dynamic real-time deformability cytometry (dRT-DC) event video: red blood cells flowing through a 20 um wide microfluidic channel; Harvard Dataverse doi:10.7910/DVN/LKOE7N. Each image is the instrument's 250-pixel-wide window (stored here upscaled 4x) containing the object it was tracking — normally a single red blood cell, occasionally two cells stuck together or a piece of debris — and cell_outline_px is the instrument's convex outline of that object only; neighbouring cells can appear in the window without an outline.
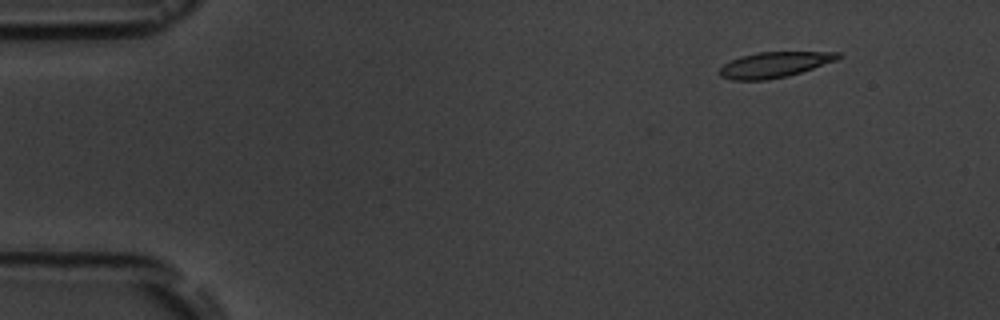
{"species": "common noctule bat (a hibernating species)", "species_latin": "Nyctalus noctula", "temperature_condition": "room temperature", "stored_images_in_passage": 6, "camera_frame_rate_fps": 3000, "um_per_image_px": 0.085, "animal": {"sex": "male", "body_mass_g": 19.5, "forearm_length_mm": 54.6}, "frame": {"image": 1, "passage_image": 2, "time_ms": 1.0, "image_size_px": [1000, 320], "cell_outline_px": [[840, 56], [836, 60], [788, 76], [764, 80], [732, 80], [720, 76], [716, 72], [724, 64], [740, 56], [756, 52], [840, 52]], "centroid_in_image_um": [65.75, 5.5], "position_along_channel_um": 19.2, "area_um2": 17.51}}
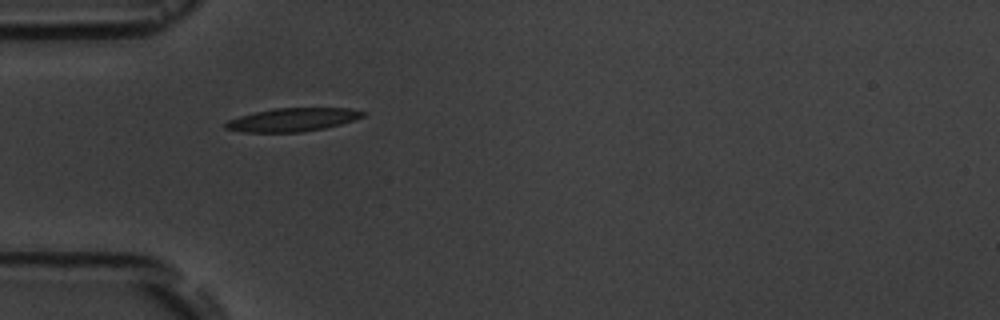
{"frame": {"image": 2, "passage_image": 5, "time_ms": 4.667, "image_size_px": [1000, 320], "cell_outline_px": [[368, 116], [340, 124], [324, 128], [300, 132], [244, 132], [224, 128], [224, 124], [228, 120], [240, 116], [256, 112], [276, 108], [348, 108], [368, 112]], "centroid_in_image_um": [24.93, 10.17], "position_along_channel_um": 60.1, "area_um2": 18.67}}
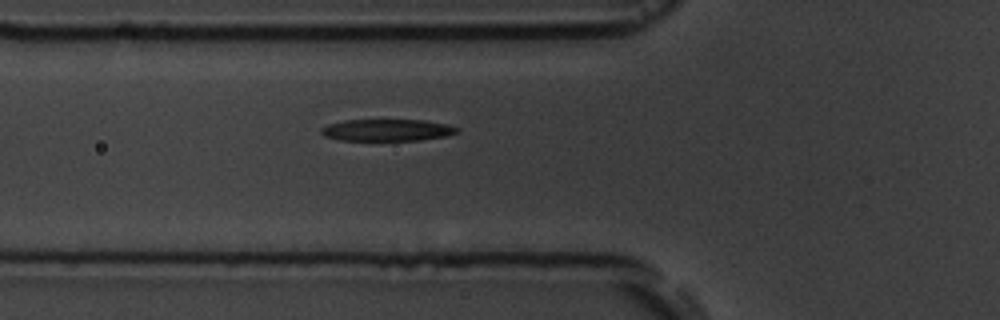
{"frame": {"image": 3, "passage_image": 6, "time_ms": 5.667, "image_size_px": [1000, 320], "cell_outline_px": [[460, 132], [448, 136], [420, 140], [340, 140], [324, 136], [320, 132], [320, 128], [328, 124], [344, 120], [424, 120], [448, 124], [460, 128]], "centroid_in_image_um": [32.94, 11.05], "position_along_channel_um": 92.9, "area_um2": 17.46}}